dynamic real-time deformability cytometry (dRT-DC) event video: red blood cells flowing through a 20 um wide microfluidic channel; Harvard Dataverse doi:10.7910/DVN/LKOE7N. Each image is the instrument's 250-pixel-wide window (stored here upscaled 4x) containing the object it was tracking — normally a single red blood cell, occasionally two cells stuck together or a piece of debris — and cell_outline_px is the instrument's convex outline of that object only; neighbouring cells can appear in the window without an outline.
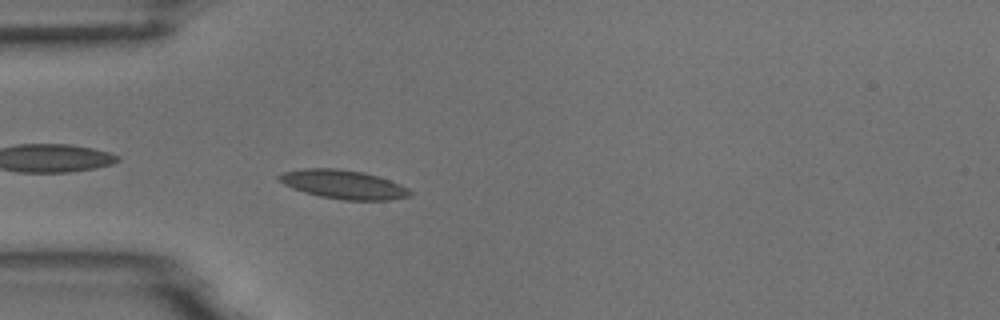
{"species": "common noctule bat (a hibernating species)", "species_latin": "Nyctalus noctula", "temperature_condition": "room temperature", "stored_images_in_passage": 55, "camera_frame_rate_fps": 3000, "um_per_image_px": 0.085, "animal": {"sex": "male", "body_mass_g": 18.8}, "frame": {"image": 1, "passage_image": 16, "time_ms": 5.0, "image_size_px": [1000, 320], "cell_outline_px": [[412, 192], [408, 196], [388, 200], [344, 200], [320, 196], [304, 192], [292, 188], [276, 180], [276, 176], [284, 172], [304, 168], [340, 168], [364, 172], [400, 184], [408, 188]], "centroid_in_image_um": [29.14, 15.67], "position_along_channel_um": 55.9, "area_um2": 21.96}}
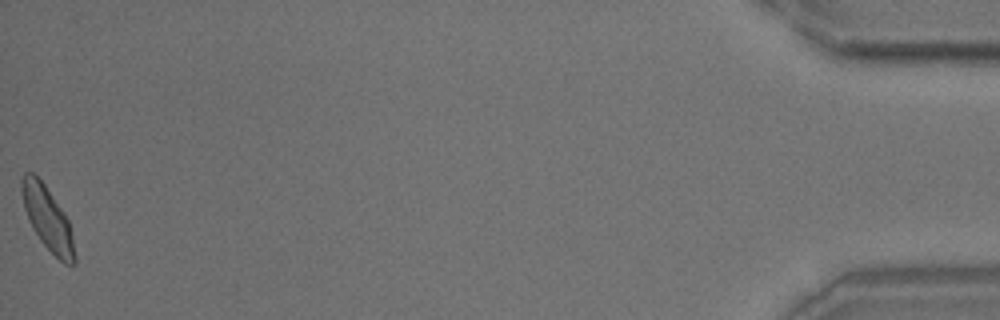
{"frame": {"image": 2, "passage_image": 55, "time_ms": 18.0, "image_size_px": [1000, 320], "cell_outline_px": [[76, 264], [72, 268], [64, 264], [40, 240], [32, 228], [28, 220], [24, 208], [20, 192], [20, 180], [24, 172], [32, 172], [44, 184], [64, 212], [68, 220], [72, 236], [76, 256]], "centroid_in_image_um": [4.04, 18.59], "position_along_channel_um": 431.2, "area_um2": 19.71}, "authors_computed_cell_mechanics": {"area_um2": 19.652, "velocity_mm_per_s": 3.6819, "shape_relaxation_time_tau1_ms": 3.2079, "shape_relaxation_time_tau2_ms": 2.2281, "deformation_change_tau1": 0.121, "deformation_change_tau2": 0.0625}}